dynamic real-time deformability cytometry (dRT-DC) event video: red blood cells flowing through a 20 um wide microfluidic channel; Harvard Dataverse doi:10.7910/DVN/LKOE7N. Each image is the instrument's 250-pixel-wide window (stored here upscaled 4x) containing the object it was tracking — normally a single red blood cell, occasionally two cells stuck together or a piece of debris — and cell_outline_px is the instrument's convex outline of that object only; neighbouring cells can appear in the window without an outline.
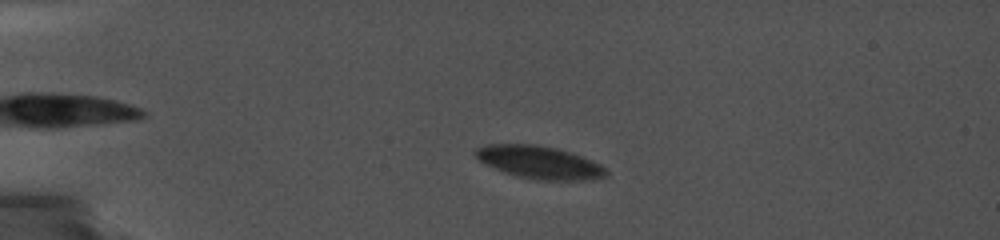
{"species": "common noctule bat (a hibernating species)", "species_latin": "Nyctalus noctula", "temperature_condition": "cold", "stored_images_in_passage": 25, "camera_frame_rate_fps": 5000, "um_per_image_px": 0.085, "animal": {"sex": "female", "body_mass_g": 19.0, "forearm_length_mm": 56.7}, "frame": {"image": 1, "passage_image": 4, "time_ms": 1.0, "image_size_px": [1000, 240], "cell_outline_px": [[608, 172], [604, 176], [592, 180], [536, 180], [516, 176], [504, 172], [480, 160], [472, 152], [476, 148], [488, 144], [536, 144], [568, 152], [580, 156], [600, 164]], "centroid_in_image_um": [45.82, 13.8], "position_along_channel_um": 39.2, "area_um2": 24.57}}
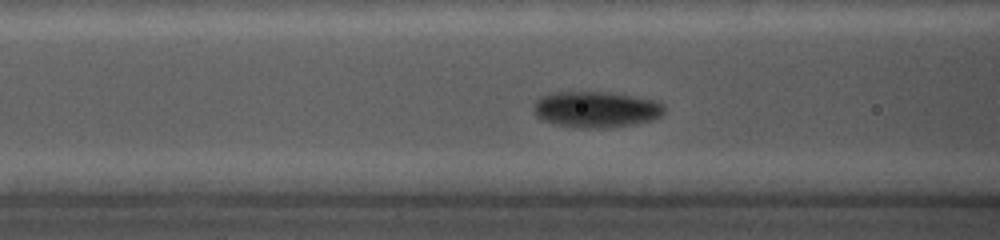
{"frame": {"image": 2, "passage_image": 13, "time_ms": 4.6, "image_size_px": [1000, 240], "cell_outline_px": [[664, 112], [660, 116], [652, 120], [636, 124], [604, 128], [580, 128], [556, 124], [544, 120], [536, 116], [536, 100], [540, 96], [548, 92], [608, 92], [656, 100], [664, 104]], "centroid_in_image_um": [50.69, 9.3], "position_along_channel_um": 115.9, "area_um2": 27.46}}
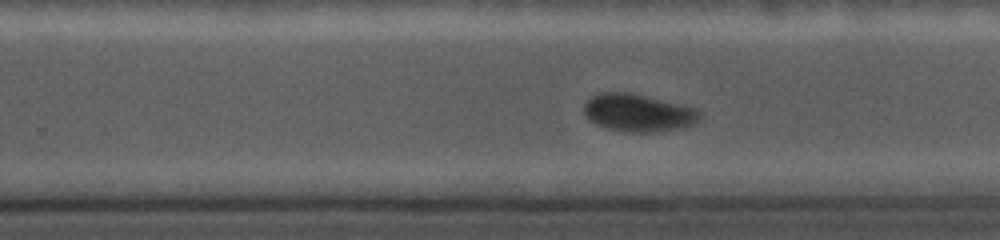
{"frame": {"image": 3, "passage_image": 24, "time_ms": 9.0, "image_size_px": [1000, 240], "cell_outline_px": [[700, 116], [692, 124], [680, 128], [660, 132], [624, 132], [608, 128], [596, 124], [584, 116], [584, 104], [592, 96], [600, 92], [632, 92], [692, 108], [700, 112]], "centroid_in_image_um": [54.17, 9.59], "position_along_channel_um": 275.6, "area_um2": 25.14}}